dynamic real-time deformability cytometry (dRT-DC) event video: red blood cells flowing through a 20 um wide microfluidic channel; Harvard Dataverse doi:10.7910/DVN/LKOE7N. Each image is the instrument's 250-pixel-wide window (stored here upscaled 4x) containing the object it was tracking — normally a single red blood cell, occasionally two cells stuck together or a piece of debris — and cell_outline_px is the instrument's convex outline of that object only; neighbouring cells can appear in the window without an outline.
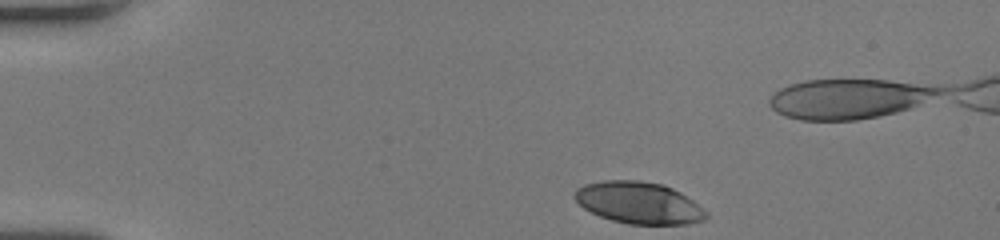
{"species": "human", "species_latin": "Homo sapiens", "temperature_condition": "room temperature", "stored_images_in_passage": 39, "camera_frame_rate_fps": 3000, "um_per_image_px": 0.085, "donor": {"sex": "female"}, "frame": {"image": 1, "passage_image": 1, "time_ms": 0.0, "image_size_px": [1000, 240], "cell_outline_px": [[708, 216], [704, 220], [688, 224], [628, 224], [612, 220], [600, 216], [584, 208], [572, 196], [576, 188], [584, 184], [604, 180], [640, 180], [664, 184], [680, 192], [692, 200], [708, 212]], "centroid_in_image_um": [54.3, 17.23], "position_along_channel_um": 30.7, "area_um2": 32.14}}
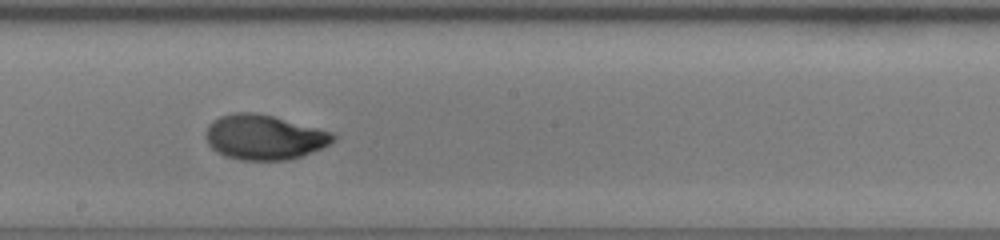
{"frame": {"image": 2, "passage_image": 21, "time_ms": 6.667, "image_size_px": [1000, 240], "cell_outline_px": [[340, 136], [336, 140], [312, 152], [288, 160], [240, 160], [224, 156], [212, 148], [208, 144], [204, 136], [204, 132], [208, 124], [212, 120], [220, 116], [232, 112], [252, 112], [272, 116], [332, 132]], "centroid_in_image_um": [22.42, 11.66], "position_along_channel_um": 225.8, "area_um2": 33.47}}
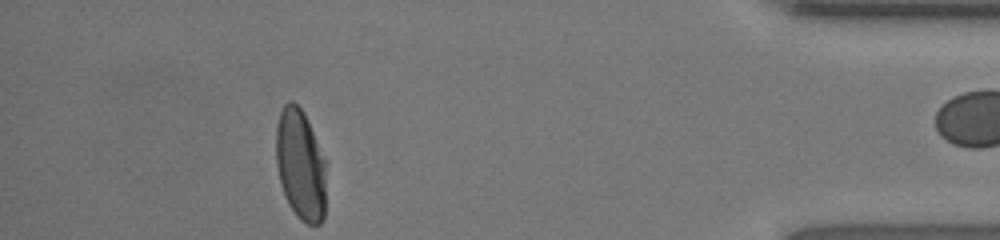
{"frame": {"image": 3, "passage_image": 38, "time_ms": 12.333, "image_size_px": [1000, 240], "cell_outline_px": [[324, 216], [320, 224], [308, 224], [300, 220], [296, 216], [288, 204], [280, 184], [276, 164], [276, 124], [280, 112], [284, 104], [288, 100], [292, 100], [304, 112], [324, 160]], "centroid_in_image_um": [25.49, 14.0], "position_along_channel_um": 409.7, "area_um2": 32.08}}